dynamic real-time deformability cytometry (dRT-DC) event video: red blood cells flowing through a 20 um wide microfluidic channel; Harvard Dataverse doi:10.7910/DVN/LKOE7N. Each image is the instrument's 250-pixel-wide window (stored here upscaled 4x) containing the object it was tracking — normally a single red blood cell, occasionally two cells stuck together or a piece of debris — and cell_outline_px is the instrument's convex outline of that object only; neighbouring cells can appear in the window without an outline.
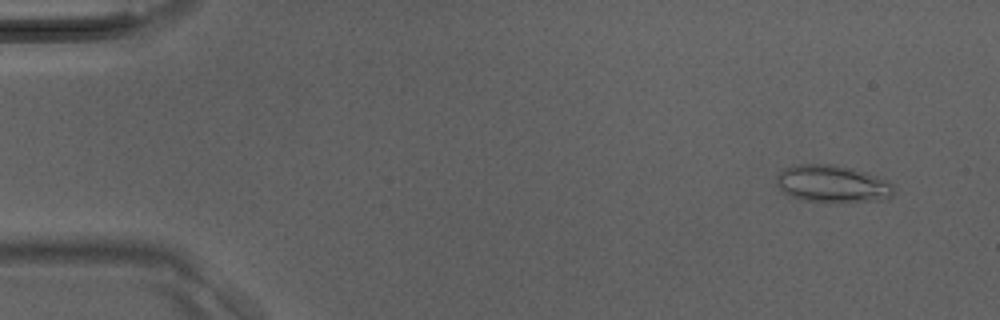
{"species": "Egyptian fruit bat (a non-hibernating species)", "species_latin": "Rousettus aegyptiacus", "temperature_condition": "room temperature", "stored_images_in_passage": 40, "camera_frame_rate_fps": 3000, "um_per_image_px": 0.085, "animal": {"sex": "male"}, "frame": {"image": 1, "passage_image": 3, "time_ms": 0.667, "image_size_px": [1000, 320], "cell_outline_px": [[892, 196], [880, 200], [828, 204], [804, 200], [792, 196], [784, 192], [776, 184], [776, 176], [784, 168], [796, 164], [832, 164], [852, 168], [888, 180], [892, 184]], "centroid_in_image_um": [70.73, 15.64], "position_along_channel_um": 14.3, "area_um2": 25.84}}
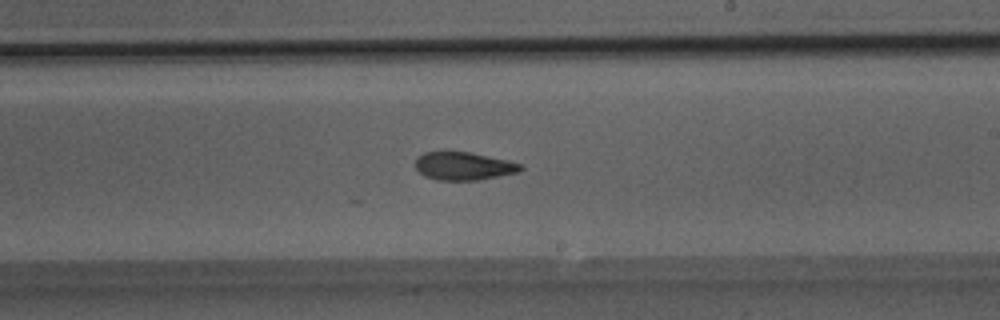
{"frame": {"image": 2, "passage_image": 24, "time_ms": 7.667, "image_size_px": [1000, 320], "cell_outline_px": [[524, 168], [520, 172], [476, 180], [436, 180], [424, 176], [416, 168], [416, 156], [424, 152], [468, 152], [508, 160], [520, 164]], "centroid_in_image_um": [39.4, 14.12], "position_along_channel_um": 249.6, "area_um2": 17.11}}
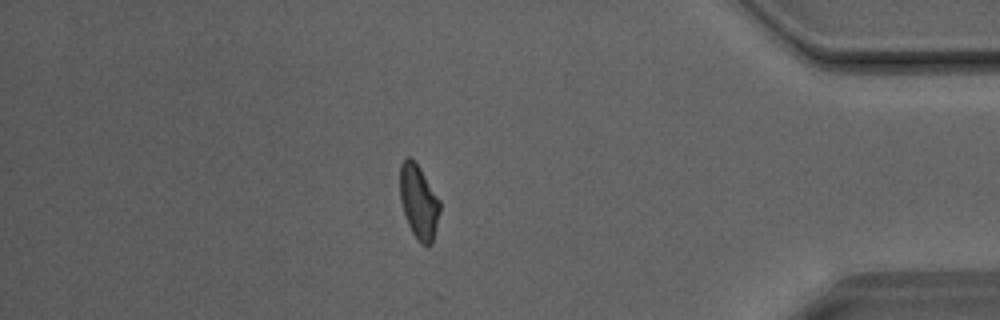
{"frame": {"image": 3, "passage_image": 35, "time_ms": 11.333, "image_size_px": [1000, 320], "cell_outline_px": [[440, 212], [432, 244], [420, 244], [416, 240], [408, 224], [400, 200], [400, 164], [408, 156], [420, 168], [440, 200]], "centroid_in_image_um": [35.59, 17.18], "position_along_channel_um": 399.6, "area_um2": 17.11}}